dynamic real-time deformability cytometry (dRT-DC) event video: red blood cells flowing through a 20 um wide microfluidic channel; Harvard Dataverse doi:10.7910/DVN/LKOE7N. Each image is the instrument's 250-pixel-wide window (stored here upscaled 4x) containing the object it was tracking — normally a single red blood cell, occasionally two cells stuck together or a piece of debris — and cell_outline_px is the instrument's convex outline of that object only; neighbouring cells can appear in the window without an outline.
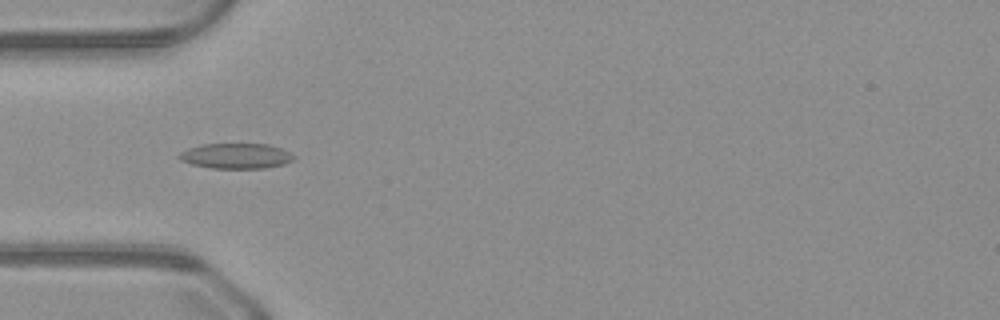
{"species": "common noctule bat (a hibernating species)", "species_latin": "Nyctalus noctula", "temperature_condition": "warm", "stored_images_in_passage": 42, "camera_frame_rate_fps": 3000, "um_per_image_px": 0.085, "animal": {"sex": "male", "body_mass_g": 23.1, "forearm_length_mm": 52.7}, "frame": {"image": 1, "passage_image": 8, "time_ms": 2.333, "image_size_px": [1000, 320], "cell_outline_px": [[296, 156], [292, 160], [284, 164], [264, 168], [212, 168], [192, 164], [180, 160], [176, 156], [180, 152], [188, 148], [204, 144], [268, 144], [280, 148]], "centroid_in_image_um": [20.04, 13.25], "position_along_channel_um": 65.0, "area_um2": 16.82}}
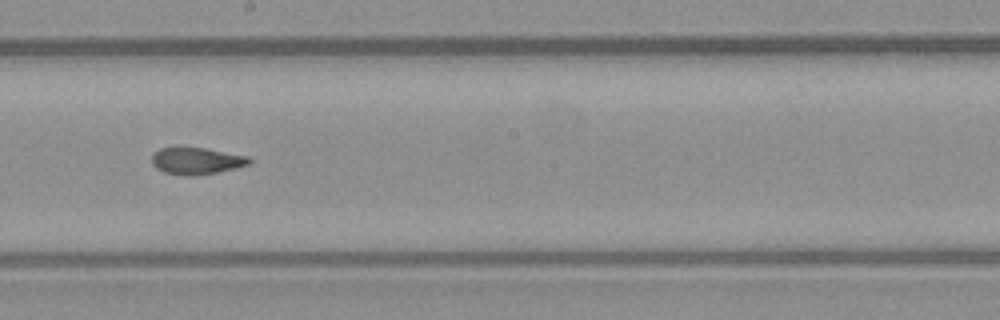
{"frame": {"image": 2, "passage_image": 20, "time_ms": 6.333, "image_size_px": [1000, 320], "cell_outline_px": [[252, 160], [248, 164], [236, 168], [216, 172], [192, 176], [184, 176], [164, 172], [156, 168], [152, 164], [152, 152], [160, 148], [176, 144], [180, 144], [204, 148], [248, 156]], "centroid_in_image_um": [16.61, 13.63], "position_along_channel_um": 231.6, "area_um2": 15.84}}
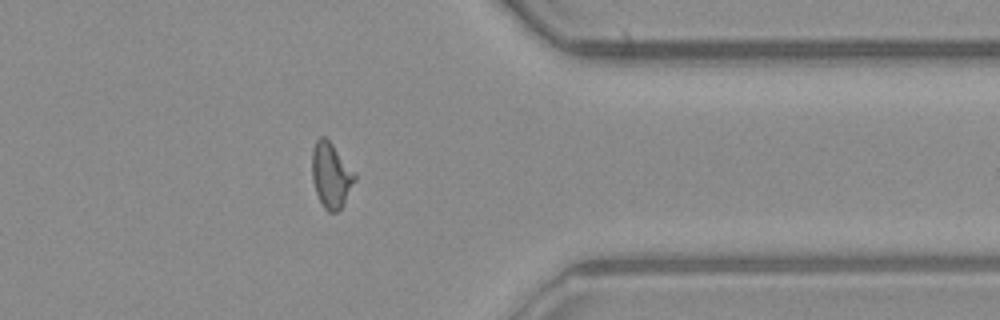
{"frame": {"image": 3, "passage_image": 32, "time_ms": 10.333, "image_size_px": [1000, 320], "cell_outline_px": [[356, 180], [344, 204], [336, 212], [328, 212], [324, 208], [316, 192], [312, 180], [312, 152], [316, 140], [320, 136], [324, 136], [332, 144], [356, 172]], "centroid_in_image_um": [28.15, 14.89], "position_along_channel_um": 383.2, "area_um2": 16.3}}